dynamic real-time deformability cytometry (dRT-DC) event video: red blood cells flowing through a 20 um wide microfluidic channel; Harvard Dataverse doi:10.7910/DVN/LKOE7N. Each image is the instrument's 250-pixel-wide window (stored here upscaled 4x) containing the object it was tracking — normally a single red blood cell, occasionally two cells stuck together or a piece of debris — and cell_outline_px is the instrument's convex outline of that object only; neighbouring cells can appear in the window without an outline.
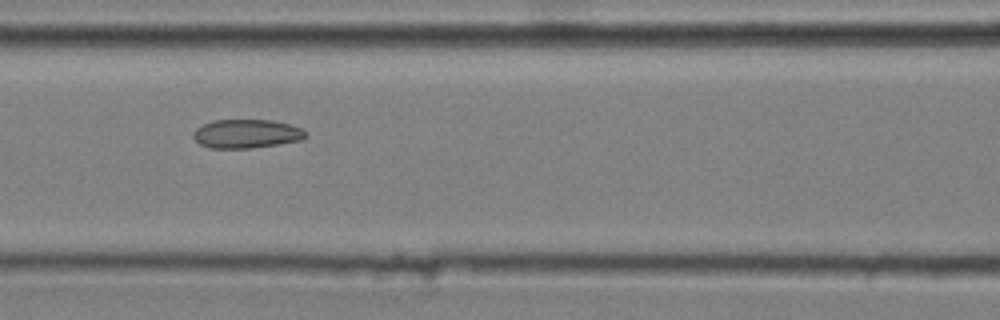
{"species": "common noctule bat (a hibernating species)", "species_latin": "Nyctalus noctula", "temperature_condition": "cold", "stored_images_in_passage": 10, "camera_frame_rate_fps": 3000, "um_per_image_px": 0.085, "animal": {"sex": "male", "body_mass_g": 20.4}, "frame": {"image": 1, "passage_image": 4, "time_ms": 1.0, "image_size_px": [1000, 320], "cell_outline_px": [[308, 136], [304, 140], [252, 148], [208, 148], [200, 144], [192, 136], [192, 132], [196, 128], [212, 120], [272, 120], [288, 124], [300, 128], [308, 132]], "centroid_in_image_um": [20.96, 11.37], "position_along_channel_um": 145.6, "area_um2": 19.02}}
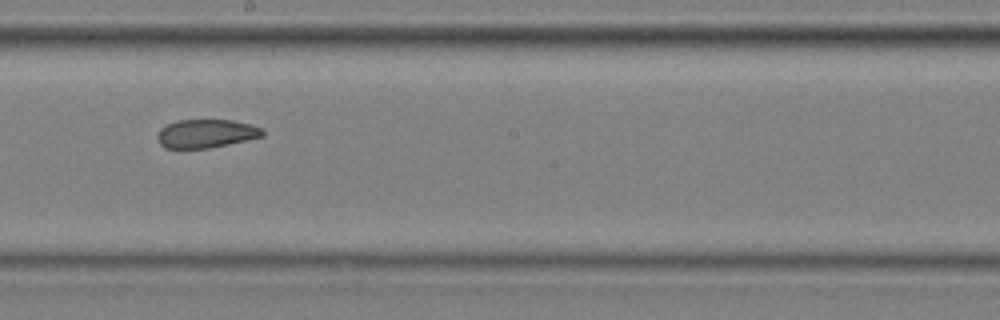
{"frame": {"image": 2, "passage_image": 6, "time_ms": 1.667, "image_size_px": [1000, 320], "cell_outline_px": [[264, 136], [228, 144], [208, 148], [164, 148], [156, 140], [156, 136], [160, 128], [176, 120], [232, 120], [252, 124], [260, 128], [264, 132]], "centroid_in_image_um": [17.49, 11.35], "position_along_channel_um": 230.7, "area_um2": 17.51}}
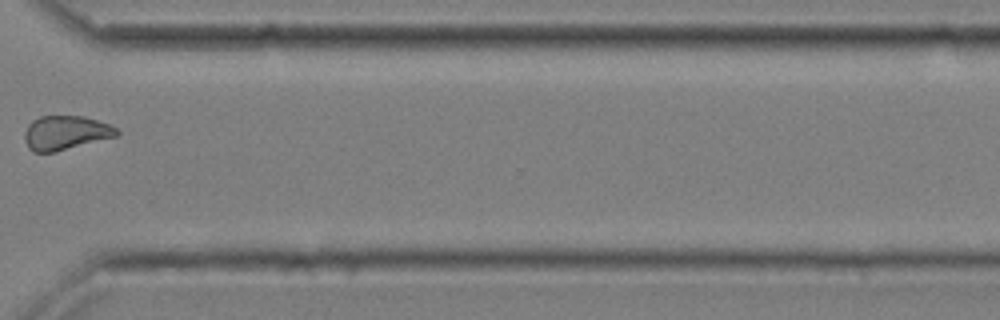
{"frame": {"image": 3, "passage_image": 9, "time_ms": 2.667, "image_size_px": [1000, 320], "cell_outline_px": [[120, 136], [56, 152], [32, 152], [28, 148], [24, 140], [24, 132], [28, 124], [32, 120], [40, 116], [84, 116], [108, 124], [116, 128], [120, 132]], "centroid_in_image_um": [5.58, 11.3], "position_along_channel_um": 365.0, "area_um2": 18.67}}